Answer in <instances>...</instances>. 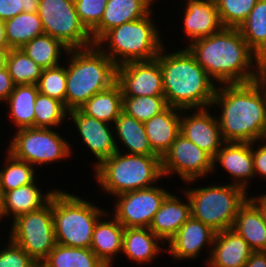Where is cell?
<instances>
[{"instance_id":"cell-1","label":"cell","mask_w":266,"mask_h":267,"mask_svg":"<svg viewBox=\"0 0 266 267\" xmlns=\"http://www.w3.org/2000/svg\"><path fill=\"white\" fill-rule=\"evenodd\" d=\"M186 47L217 85L255 81L260 58L244 40L239 28L223 27Z\"/></svg>"},{"instance_id":"cell-2","label":"cell","mask_w":266,"mask_h":267,"mask_svg":"<svg viewBox=\"0 0 266 267\" xmlns=\"http://www.w3.org/2000/svg\"><path fill=\"white\" fill-rule=\"evenodd\" d=\"M218 107V121L225 142H256L266 127V98L255 81L220 84L211 108ZM222 109V110H221Z\"/></svg>"},{"instance_id":"cell-3","label":"cell","mask_w":266,"mask_h":267,"mask_svg":"<svg viewBox=\"0 0 266 267\" xmlns=\"http://www.w3.org/2000/svg\"><path fill=\"white\" fill-rule=\"evenodd\" d=\"M166 49L164 45L156 59L161 67L167 105L181 110L211 107L218 86L215 81L185 45L172 53Z\"/></svg>"},{"instance_id":"cell-4","label":"cell","mask_w":266,"mask_h":267,"mask_svg":"<svg viewBox=\"0 0 266 267\" xmlns=\"http://www.w3.org/2000/svg\"><path fill=\"white\" fill-rule=\"evenodd\" d=\"M66 57L69 59L63 64L66 65L65 107L68 111L79 109L94 94L110 88L117 81L116 64L95 44L83 49H69Z\"/></svg>"},{"instance_id":"cell-5","label":"cell","mask_w":266,"mask_h":267,"mask_svg":"<svg viewBox=\"0 0 266 267\" xmlns=\"http://www.w3.org/2000/svg\"><path fill=\"white\" fill-rule=\"evenodd\" d=\"M153 13L155 14L152 10L143 18L114 27L107 31L95 45L117 67L128 62L156 59L164 46V40L160 37L161 30L154 23Z\"/></svg>"},{"instance_id":"cell-6","label":"cell","mask_w":266,"mask_h":267,"mask_svg":"<svg viewBox=\"0 0 266 267\" xmlns=\"http://www.w3.org/2000/svg\"><path fill=\"white\" fill-rule=\"evenodd\" d=\"M101 191L110 197L152 187L163 177L161 158L116 151L93 171Z\"/></svg>"},{"instance_id":"cell-7","label":"cell","mask_w":266,"mask_h":267,"mask_svg":"<svg viewBox=\"0 0 266 267\" xmlns=\"http://www.w3.org/2000/svg\"><path fill=\"white\" fill-rule=\"evenodd\" d=\"M67 192L59 189L52 195L56 242L68 247L90 248L94 226L108 210Z\"/></svg>"},{"instance_id":"cell-8","label":"cell","mask_w":266,"mask_h":267,"mask_svg":"<svg viewBox=\"0 0 266 267\" xmlns=\"http://www.w3.org/2000/svg\"><path fill=\"white\" fill-rule=\"evenodd\" d=\"M182 188L191 206V217L215 232L233 228L239 208L250 197L243 187L230 183Z\"/></svg>"},{"instance_id":"cell-9","label":"cell","mask_w":266,"mask_h":267,"mask_svg":"<svg viewBox=\"0 0 266 267\" xmlns=\"http://www.w3.org/2000/svg\"><path fill=\"white\" fill-rule=\"evenodd\" d=\"M68 142L55 128L30 127L16 130L5 148L17 159L37 168L72 157L73 148Z\"/></svg>"},{"instance_id":"cell-10","label":"cell","mask_w":266,"mask_h":267,"mask_svg":"<svg viewBox=\"0 0 266 267\" xmlns=\"http://www.w3.org/2000/svg\"><path fill=\"white\" fill-rule=\"evenodd\" d=\"M9 239L36 262L45 260L56 246L52 216V197L42 208L16 217L11 222Z\"/></svg>"},{"instance_id":"cell-11","label":"cell","mask_w":266,"mask_h":267,"mask_svg":"<svg viewBox=\"0 0 266 267\" xmlns=\"http://www.w3.org/2000/svg\"><path fill=\"white\" fill-rule=\"evenodd\" d=\"M37 13L44 34L61 41L69 49L94 45L91 33L77 15L74 0H39Z\"/></svg>"},{"instance_id":"cell-12","label":"cell","mask_w":266,"mask_h":267,"mask_svg":"<svg viewBox=\"0 0 266 267\" xmlns=\"http://www.w3.org/2000/svg\"><path fill=\"white\" fill-rule=\"evenodd\" d=\"M161 169L163 177L178 175L189 186L213 172V158L180 133L161 158Z\"/></svg>"},{"instance_id":"cell-13","label":"cell","mask_w":266,"mask_h":267,"mask_svg":"<svg viewBox=\"0 0 266 267\" xmlns=\"http://www.w3.org/2000/svg\"><path fill=\"white\" fill-rule=\"evenodd\" d=\"M169 193L170 190L168 192L155 185L116 195L114 209L111 212L109 210V213H113L124 228H149L155 213Z\"/></svg>"},{"instance_id":"cell-14","label":"cell","mask_w":266,"mask_h":267,"mask_svg":"<svg viewBox=\"0 0 266 267\" xmlns=\"http://www.w3.org/2000/svg\"><path fill=\"white\" fill-rule=\"evenodd\" d=\"M123 96H164L160 63L128 62L117 67V81Z\"/></svg>"},{"instance_id":"cell-15","label":"cell","mask_w":266,"mask_h":267,"mask_svg":"<svg viewBox=\"0 0 266 267\" xmlns=\"http://www.w3.org/2000/svg\"><path fill=\"white\" fill-rule=\"evenodd\" d=\"M210 109L211 107L183 109L180 116V133L214 158L225 141L221 135L218 115L214 116Z\"/></svg>"},{"instance_id":"cell-16","label":"cell","mask_w":266,"mask_h":267,"mask_svg":"<svg viewBox=\"0 0 266 267\" xmlns=\"http://www.w3.org/2000/svg\"><path fill=\"white\" fill-rule=\"evenodd\" d=\"M70 121L75 124L78 136L90 150L96 159L93 170L97 168L104 160L117 151L115 144L113 125L102 122L94 117L84 114L80 109L68 112Z\"/></svg>"},{"instance_id":"cell-17","label":"cell","mask_w":266,"mask_h":267,"mask_svg":"<svg viewBox=\"0 0 266 267\" xmlns=\"http://www.w3.org/2000/svg\"><path fill=\"white\" fill-rule=\"evenodd\" d=\"M216 232L208 225L201 221L190 217L178 230V232L167 242L168 246L166 252L173 260L186 261L189 259H198L202 253V249L209 245V255L205 264L211 254ZM205 246V247H204Z\"/></svg>"},{"instance_id":"cell-18","label":"cell","mask_w":266,"mask_h":267,"mask_svg":"<svg viewBox=\"0 0 266 267\" xmlns=\"http://www.w3.org/2000/svg\"><path fill=\"white\" fill-rule=\"evenodd\" d=\"M218 163L225 172H228L231 180L234 179L230 183L241 186L249 192L252 179L255 178L253 142H225L213 158V172H216Z\"/></svg>"},{"instance_id":"cell-19","label":"cell","mask_w":266,"mask_h":267,"mask_svg":"<svg viewBox=\"0 0 266 267\" xmlns=\"http://www.w3.org/2000/svg\"><path fill=\"white\" fill-rule=\"evenodd\" d=\"M183 3V30L187 45L194 40L219 32L221 24L215 0H189ZM190 39V40H189Z\"/></svg>"},{"instance_id":"cell-20","label":"cell","mask_w":266,"mask_h":267,"mask_svg":"<svg viewBox=\"0 0 266 267\" xmlns=\"http://www.w3.org/2000/svg\"><path fill=\"white\" fill-rule=\"evenodd\" d=\"M254 251L232 228L216 232L207 267H243Z\"/></svg>"},{"instance_id":"cell-21","label":"cell","mask_w":266,"mask_h":267,"mask_svg":"<svg viewBox=\"0 0 266 267\" xmlns=\"http://www.w3.org/2000/svg\"><path fill=\"white\" fill-rule=\"evenodd\" d=\"M186 201L169 193L155 213L149 229L165 244L178 232L180 227L191 217L190 201L185 192Z\"/></svg>"},{"instance_id":"cell-22","label":"cell","mask_w":266,"mask_h":267,"mask_svg":"<svg viewBox=\"0 0 266 267\" xmlns=\"http://www.w3.org/2000/svg\"><path fill=\"white\" fill-rule=\"evenodd\" d=\"M154 0H108L101 22L90 32L94 44L109 30L147 16Z\"/></svg>"},{"instance_id":"cell-23","label":"cell","mask_w":266,"mask_h":267,"mask_svg":"<svg viewBox=\"0 0 266 267\" xmlns=\"http://www.w3.org/2000/svg\"><path fill=\"white\" fill-rule=\"evenodd\" d=\"M123 234L124 226L108 212L94 226L90 249L107 267L113 266L117 254L122 253Z\"/></svg>"},{"instance_id":"cell-24","label":"cell","mask_w":266,"mask_h":267,"mask_svg":"<svg viewBox=\"0 0 266 267\" xmlns=\"http://www.w3.org/2000/svg\"><path fill=\"white\" fill-rule=\"evenodd\" d=\"M36 181L37 179L28 185L4 192L0 202L1 221L4 217L14 220L20 215L42 208L50 201L57 188L43 193Z\"/></svg>"},{"instance_id":"cell-25","label":"cell","mask_w":266,"mask_h":267,"mask_svg":"<svg viewBox=\"0 0 266 267\" xmlns=\"http://www.w3.org/2000/svg\"><path fill=\"white\" fill-rule=\"evenodd\" d=\"M181 109L168 106L164 111L144 122L152 151L162 158L180 134Z\"/></svg>"},{"instance_id":"cell-26","label":"cell","mask_w":266,"mask_h":267,"mask_svg":"<svg viewBox=\"0 0 266 267\" xmlns=\"http://www.w3.org/2000/svg\"><path fill=\"white\" fill-rule=\"evenodd\" d=\"M161 244L165 243L149 228H124L122 254L138 265L153 263L166 251Z\"/></svg>"},{"instance_id":"cell-27","label":"cell","mask_w":266,"mask_h":267,"mask_svg":"<svg viewBox=\"0 0 266 267\" xmlns=\"http://www.w3.org/2000/svg\"><path fill=\"white\" fill-rule=\"evenodd\" d=\"M112 129L116 132L114 135L118 152H124V149H127L124 153L156 155L152 151V147L146 135L144 122L138 121L122 111L114 121ZM118 141L120 143H118ZM121 144L124 147H120Z\"/></svg>"},{"instance_id":"cell-28","label":"cell","mask_w":266,"mask_h":267,"mask_svg":"<svg viewBox=\"0 0 266 267\" xmlns=\"http://www.w3.org/2000/svg\"><path fill=\"white\" fill-rule=\"evenodd\" d=\"M232 229L254 252L266 251V223L261 210L250 198L239 208Z\"/></svg>"},{"instance_id":"cell-29","label":"cell","mask_w":266,"mask_h":267,"mask_svg":"<svg viewBox=\"0 0 266 267\" xmlns=\"http://www.w3.org/2000/svg\"><path fill=\"white\" fill-rule=\"evenodd\" d=\"M38 87L34 84L15 85L14 90L4 102L8 106V117L16 130L35 127V100Z\"/></svg>"},{"instance_id":"cell-30","label":"cell","mask_w":266,"mask_h":267,"mask_svg":"<svg viewBox=\"0 0 266 267\" xmlns=\"http://www.w3.org/2000/svg\"><path fill=\"white\" fill-rule=\"evenodd\" d=\"M123 94L116 82L110 88L94 94L79 109L86 115L113 125L123 111Z\"/></svg>"},{"instance_id":"cell-31","label":"cell","mask_w":266,"mask_h":267,"mask_svg":"<svg viewBox=\"0 0 266 267\" xmlns=\"http://www.w3.org/2000/svg\"><path fill=\"white\" fill-rule=\"evenodd\" d=\"M4 27L7 45L10 49H20L35 37L44 34L37 12H22L5 21Z\"/></svg>"},{"instance_id":"cell-32","label":"cell","mask_w":266,"mask_h":267,"mask_svg":"<svg viewBox=\"0 0 266 267\" xmlns=\"http://www.w3.org/2000/svg\"><path fill=\"white\" fill-rule=\"evenodd\" d=\"M21 49L43 69L60 65V57L69 51L61 41L47 34L35 37Z\"/></svg>"},{"instance_id":"cell-33","label":"cell","mask_w":266,"mask_h":267,"mask_svg":"<svg viewBox=\"0 0 266 267\" xmlns=\"http://www.w3.org/2000/svg\"><path fill=\"white\" fill-rule=\"evenodd\" d=\"M239 30L259 58H266V0L257 1Z\"/></svg>"},{"instance_id":"cell-34","label":"cell","mask_w":266,"mask_h":267,"mask_svg":"<svg viewBox=\"0 0 266 267\" xmlns=\"http://www.w3.org/2000/svg\"><path fill=\"white\" fill-rule=\"evenodd\" d=\"M46 260L55 267H107L90 248L56 244Z\"/></svg>"},{"instance_id":"cell-35","label":"cell","mask_w":266,"mask_h":267,"mask_svg":"<svg viewBox=\"0 0 266 267\" xmlns=\"http://www.w3.org/2000/svg\"><path fill=\"white\" fill-rule=\"evenodd\" d=\"M6 154L4 166L0 169L3 192L33 183L38 178L33 165L17 159L8 151Z\"/></svg>"},{"instance_id":"cell-36","label":"cell","mask_w":266,"mask_h":267,"mask_svg":"<svg viewBox=\"0 0 266 267\" xmlns=\"http://www.w3.org/2000/svg\"><path fill=\"white\" fill-rule=\"evenodd\" d=\"M6 67L15 85H37L43 71L21 48L9 50Z\"/></svg>"},{"instance_id":"cell-37","label":"cell","mask_w":266,"mask_h":267,"mask_svg":"<svg viewBox=\"0 0 266 267\" xmlns=\"http://www.w3.org/2000/svg\"><path fill=\"white\" fill-rule=\"evenodd\" d=\"M35 128H58L68 117V110L63 102L38 93L35 100Z\"/></svg>"},{"instance_id":"cell-38","label":"cell","mask_w":266,"mask_h":267,"mask_svg":"<svg viewBox=\"0 0 266 267\" xmlns=\"http://www.w3.org/2000/svg\"><path fill=\"white\" fill-rule=\"evenodd\" d=\"M168 107L165 96H123V112L145 122Z\"/></svg>"},{"instance_id":"cell-39","label":"cell","mask_w":266,"mask_h":267,"mask_svg":"<svg viewBox=\"0 0 266 267\" xmlns=\"http://www.w3.org/2000/svg\"><path fill=\"white\" fill-rule=\"evenodd\" d=\"M258 0H215L224 28H239L247 19Z\"/></svg>"},{"instance_id":"cell-40","label":"cell","mask_w":266,"mask_h":267,"mask_svg":"<svg viewBox=\"0 0 266 267\" xmlns=\"http://www.w3.org/2000/svg\"><path fill=\"white\" fill-rule=\"evenodd\" d=\"M37 87L39 93L60 100L65 105L66 66L60 64L43 69Z\"/></svg>"},{"instance_id":"cell-41","label":"cell","mask_w":266,"mask_h":267,"mask_svg":"<svg viewBox=\"0 0 266 267\" xmlns=\"http://www.w3.org/2000/svg\"><path fill=\"white\" fill-rule=\"evenodd\" d=\"M74 2L80 21L91 32L101 22L108 0H74Z\"/></svg>"},{"instance_id":"cell-42","label":"cell","mask_w":266,"mask_h":267,"mask_svg":"<svg viewBox=\"0 0 266 267\" xmlns=\"http://www.w3.org/2000/svg\"><path fill=\"white\" fill-rule=\"evenodd\" d=\"M0 267H37V262L8 238L7 245L0 249Z\"/></svg>"},{"instance_id":"cell-43","label":"cell","mask_w":266,"mask_h":267,"mask_svg":"<svg viewBox=\"0 0 266 267\" xmlns=\"http://www.w3.org/2000/svg\"><path fill=\"white\" fill-rule=\"evenodd\" d=\"M38 5L39 0H0V20L5 22L22 12H37Z\"/></svg>"},{"instance_id":"cell-44","label":"cell","mask_w":266,"mask_h":267,"mask_svg":"<svg viewBox=\"0 0 266 267\" xmlns=\"http://www.w3.org/2000/svg\"><path fill=\"white\" fill-rule=\"evenodd\" d=\"M259 142H260V147H257L259 146ZM253 165H254L255 179L256 176H260V178L266 179V144L265 143L263 144L261 140L253 142Z\"/></svg>"},{"instance_id":"cell-45","label":"cell","mask_w":266,"mask_h":267,"mask_svg":"<svg viewBox=\"0 0 266 267\" xmlns=\"http://www.w3.org/2000/svg\"><path fill=\"white\" fill-rule=\"evenodd\" d=\"M14 87L15 84L9 75L7 67L0 69V104L8 99Z\"/></svg>"},{"instance_id":"cell-46","label":"cell","mask_w":266,"mask_h":267,"mask_svg":"<svg viewBox=\"0 0 266 267\" xmlns=\"http://www.w3.org/2000/svg\"><path fill=\"white\" fill-rule=\"evenodd\" d=\"M255 82L261 88L266 98V58H260L258 61Z\"/></svg>"},{"instance_id":"cell-47","label":"cell","mask_w":266,"mask_h":267,"mask_svg":"<svg viewBox=\"0 0 266 267\" xmlns=\"http://www.w3.org/2000/svg\"><path fill=\"white\" fill-rule=\"evenodd\" d=\"M243 267H266V251L253 252Z\"/></svg>"},{"instance_id":"cell-48","label":"cell","mask_w":266,"mask_h":267,"mask_svg":"<svg viewBox=\"0 0 266 267\" xmlns=\"http://www.w3.org/2000/svg\"><path fill=\"white\" fill-rule=\"evenodd\" d=\"M249 198L259 207L266 223V195L260 194L259 196L255 195Z\"/></svg>"},{"instance_id":"cell-49","label":"cell","mask_w":266,"mask_h":267,"mask_svg":"<svg viewBox=\"0 0 266 267\" xmlns=\"http://www.w3.org/2000/svg\"><path fill=\"white\" fill-rule=\"evenodd\" d=\"M0 49H10L7 45L4 22L0 20Z\"/></svg>"},{"instance_id":"cell-50","label":"cell","mask_w":266,"mask_h":267,"mask_svg":"<svg viewBox=\"0 0 266 267\" xmlns=\"http://www.w3.org/2000/svg\"><path fill=\"white\" fill-rule=\"evenodd\" d=\"M10 49H0V69L6 67V59Z\"/></svg>"},{"instance_id":"cell-51","label":"cell","mask_w":266,"mask_h":267,"mask_svg":"<svg viewBox=\"0 0 266 267\" xmlns=\"http://www.w3.org/2000/svg\"><path fill=\"white\" fill-rule=\"evenodd\" d=\"M37 267H55L52 266L46 259L37 262Z\"/></svg>"},{"instance_id":"cell-52","label":"cell","mask_w":266,"mask_h":267,"mask_svg":"<svg viewBox=\"0 0 266 267\" xmlns=\"http://www.w3.org/2000/svg\"><path fill=\"white\" fill-rule=\"evenodd\" d=\"M3 189H2V183H1V176H0V202L2 201V198H3Z\"/></svg>"},{"instance_id":"cell-53","label":"cell","mask_w":266,"mask_h":267,"mask_svg":"<svg viewBox=\"0 0 266 267\" xmlns=\"http://www.w3.org/2000/svg\"><path fill=\"white\" fill-rule=\"evenodd\" d=\"M261 141L266 144V127H265Z\"/></svg>"}]
</instances>
